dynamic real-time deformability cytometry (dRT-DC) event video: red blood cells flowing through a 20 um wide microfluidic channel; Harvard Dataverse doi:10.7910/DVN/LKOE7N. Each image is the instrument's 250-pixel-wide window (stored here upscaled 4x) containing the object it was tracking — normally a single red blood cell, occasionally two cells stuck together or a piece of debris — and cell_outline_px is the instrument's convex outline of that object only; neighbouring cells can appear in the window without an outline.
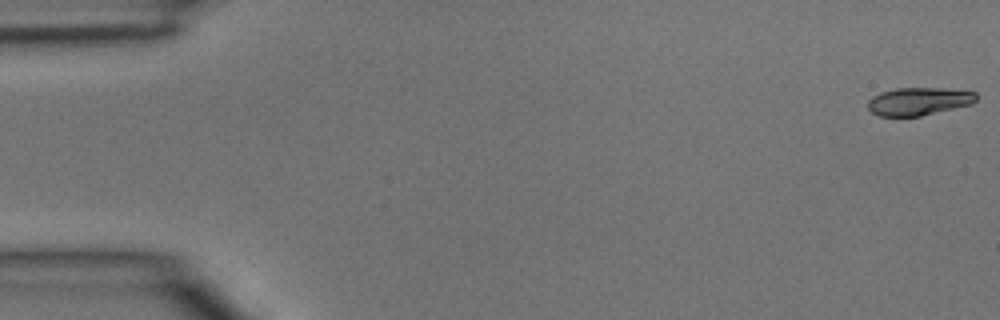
{"species": "common noctule bat (a hibernating species)", "species_latin": "Nyctalus noctula", "temperature_condition": "room temperature", "stored_images_in_passage": 46, "camera_frame_rate_fps": 3000, "um_per_image_px": 0.085, "animal": {"sex": "male", "body_mass_g": 15.6}, "frame": {"image": 1, "passage_image": 1, "time_ms": 0.0, "image_size_px": [1000, 320], "cell_outline_px": [[976, 100], [972, 104], [920, 116], [880, 116], [872, 112], [868, 108], [868, 100], [872, 96], [880, 92], [896, 88], [944, 88], [976, 92]], "centroid_in_image_um": [78.08, 8.6], "position_along_channel_um": 6.9, "area_um2": 17.57}}
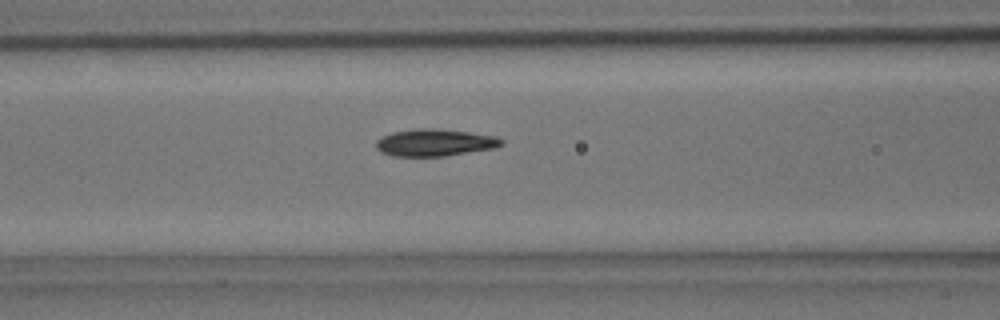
{"frame": {"image": 2, "passage_image": 19, "time_ms": 6.0, "image_size_px": [1000, 320], "cell_outline_px": [[504, 144], [496, 148], [444, 156], [392, 156], [380, 152], [376, 148], [376, 140], [392, 132], [416, 128], [436, 128], [468, 132], [496, 136], [504, 140]], "centroid_in_image_um": [36.97, 12.12], "position_along_channel_um": 129.6, "area_um2": 19.94}}
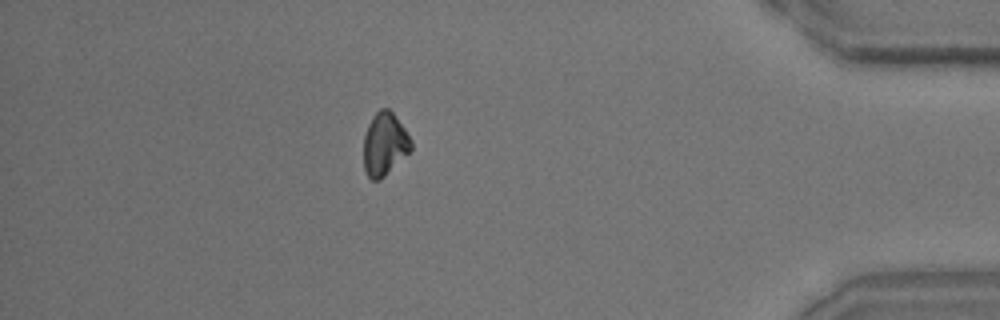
{"frame": {"image": 3, "passage_image": 41, "time_ms": 13.333, "image_size_px": [1000, 320], "cell_outline_px": [[412, 148], [380, 180], [372, 180], [368, 176], [364, 168], [364, 136], [368, 124], [372, 116], [380, 108], [388, 108], [392, 112], [404, 128], [412, 140]], "centroid_in_image_um": [32.67, 12.23], "position_along_channel_um": 402.5, "area_um2": 17.17}}